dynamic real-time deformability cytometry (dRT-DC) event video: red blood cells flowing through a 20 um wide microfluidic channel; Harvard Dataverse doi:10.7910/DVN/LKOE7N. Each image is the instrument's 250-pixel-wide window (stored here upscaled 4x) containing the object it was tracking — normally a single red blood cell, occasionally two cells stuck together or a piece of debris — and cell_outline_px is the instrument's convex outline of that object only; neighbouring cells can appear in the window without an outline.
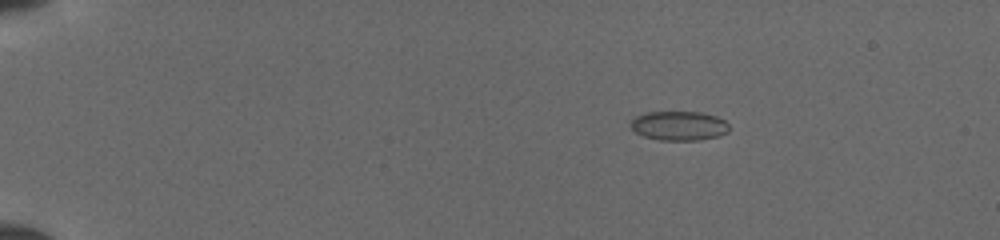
{"species": "common noctule bat (a hibernating species)", "species_latin": "Nyctalus noctula", "temperature_condition": "cold", "stored_images_in_passage": 51, "camera_frame_rate_fps": 3000, "um_per_image_px": 0.085, "animal": {"sex": "female", "body_mass_g": 19.5, "forearm_length_mm": 54.1}, "frame": {"image": 1, "passage_image": 9, "time_ms": 2.667, "image_size_px": [1000, 240], "cell_outline_px": [[728, 132], [716, 136], [696, 140], [660, 140], [644, 136], [636, 132], [628, 124], [636, 116], [648, 112], [700, 112], [716, 116], [724, 120], [728, 124]], "centroid_in_image_um": [57.69, 10.68], "position_along_channel_um": 27.3, "area_um2": 16.65}}
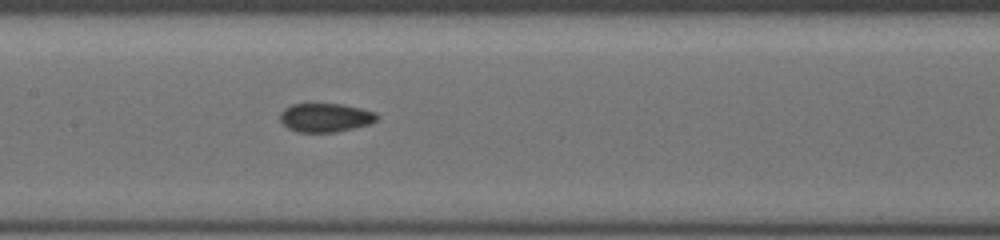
{"frame": {"image": 2, "passage_image": 27, "time_ms": 8.667, "image_size_px": [1000, 240], "cell_outline_px": [[380, 116], [372, 124], [332, 132], [296, 132], [288, 128], [280, 120], [280, 112], [284, 108], [292, 104], [344, 104], [376, 112]], "centroid_in_image_um": [27.67, 9.99], "position_along_channel_um": 179.7, "area_um2": 16.3}}
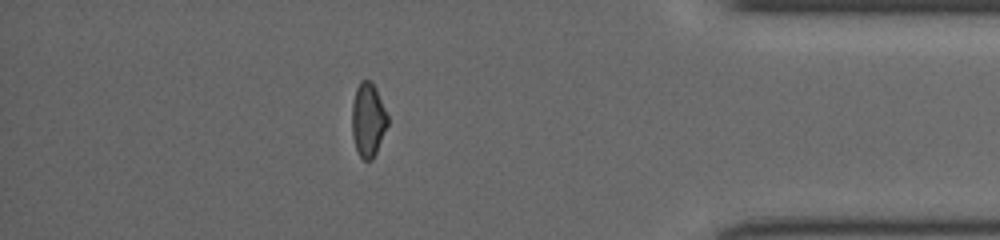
{"frame": {"image": 3, "passage_image": 45, "time_ms": 14.667, "image_size_px": [1000, 240], "cell_outline_px": [[388, 124], [376, 152], [372, 160], [364, 160], [360, 156], [356, 148], [352, 136], [352, 104], [356, 88], [360, 80], [368, 80], [376, 88], [388, 116]], "centroid_in_image_um": [31.28, 10.18], "position_along_channel_um": 403.9, "area_um2": 15.26}}